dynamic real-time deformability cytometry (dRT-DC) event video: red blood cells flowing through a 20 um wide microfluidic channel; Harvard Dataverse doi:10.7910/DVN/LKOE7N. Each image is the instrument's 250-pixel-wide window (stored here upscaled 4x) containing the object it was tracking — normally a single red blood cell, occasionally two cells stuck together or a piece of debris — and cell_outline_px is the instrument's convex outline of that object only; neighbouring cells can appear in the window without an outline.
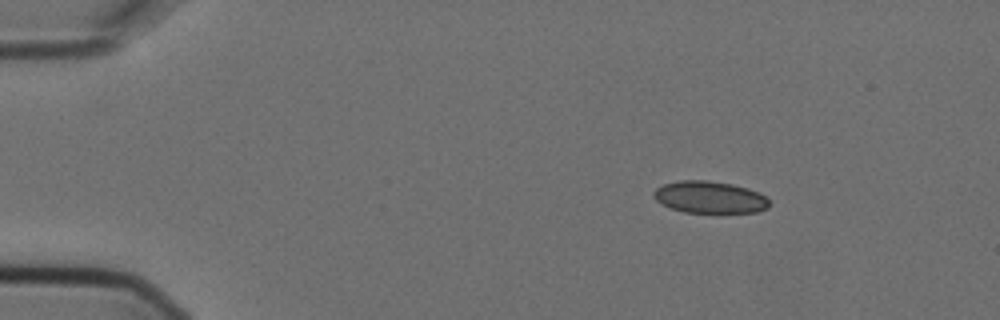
{"species": "Egyptian fruit bat (a non-hibernating species)", "species_latin": "Rousettus aegyptiacus", "temperature_condition": "cold", "stored_images_in_passage": 2, "camera_frame_rate_fps": 3000, "um_per_image_px": 0.085, "animal": {"sex": "female"}, "frame": {"image": 1, "passage_image": 2, "time_ms": 0.333, "image_size_px": [1000, 320], "cell_outline_px": [[768, 208], [756, 212], [684, 212], [672, 208], [656, 200], [652, 196], [652, 192], [656, 188], [664, 184], [680, 180], [708, 180], [732, 184], [748, 188], [760, 192], [768, 200]], "centroid_in_image_um": [60.31, 16.75], "position_along_channel_um": 24.7, "area_um2": 21.44}}